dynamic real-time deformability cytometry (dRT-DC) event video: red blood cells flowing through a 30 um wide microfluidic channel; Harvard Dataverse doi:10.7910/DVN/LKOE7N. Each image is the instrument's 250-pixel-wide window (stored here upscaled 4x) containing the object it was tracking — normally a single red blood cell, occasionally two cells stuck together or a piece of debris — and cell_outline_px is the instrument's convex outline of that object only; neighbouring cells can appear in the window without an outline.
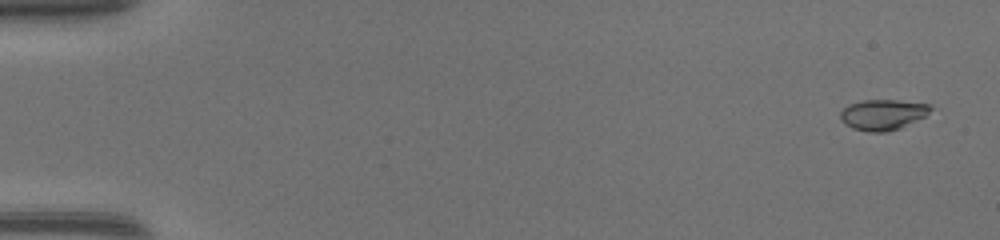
{"species": "common noctule bat (a hibernating species)", "species_latin": "Nyctalus noctula", "temperature_condition": "warm", "stored_images_in_passage": 50, "camera_frame_rate_fps": 3000, "um_per_image_px": 0.085, "animal": {"sex": "female", "body_mass_g": 17.0, "forearm_length_mm": 48.0}, "frame": {"image": 1, "passage_image": 3, "time_ms": 0.667, "image_size_px": [1000, 240], "cell_outline_px": [[932, 108], [924, 116], [900, 128], [888, 132], [868, 132], [852, 128], [844, 124], [840, 120], [840, 112], [848, 104], [864, 100], [896, 100], [928, 104]], "centroid_in_image_um": [74.98, 9.75], "position_along_channel_um": 10.0, "area_um2": 16.01}}
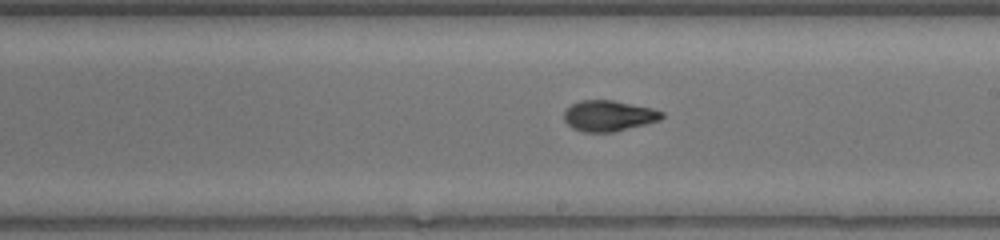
{"frame": {"image": 2, "passage_image": 30, "time_ms": 9.667, "image_size_px": [1000, 240], "cell_outline_px": [[664, 116], [660, 120], [612, 132], [584, 132], [572, 128], [564, 120], [564, 112], [572, 104], [580, 100], [612, 100], [652, 108], [664, 112]], "centroid_in_image_um": [51.73, 9.84], "position_along_channel_um": 237.3, "area_um2": 17.4}}
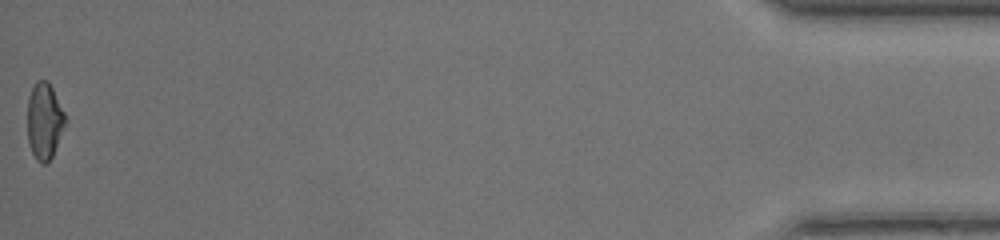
{"frame": {"image": 3, "passage_image": 50, "time_ms": 16.333, "image_size_px": [1000, 240], "cell_outline_px": [[68, 120], [52, 156], [44, 164], [40, 164], [36, 160], [28, 144], [28, 96], [36, 80], [48, 80]], "centroid_in_image_um": [3.78, 10.29], "position_along_channel_um": 431.4, "area_um2": 16.94}, "authors_computed_cell_mechanics": {"area_um2": 17.0799, "velocity_mm_per_s": 4.3556, "shape_relaxation_time_tau1_ms": 3.5535, "shape_relaxation_time_tau2_ms": 1.1613, "deformation_change_tau1": 0.1875, "deformation_change_tau2": 0.0655}}